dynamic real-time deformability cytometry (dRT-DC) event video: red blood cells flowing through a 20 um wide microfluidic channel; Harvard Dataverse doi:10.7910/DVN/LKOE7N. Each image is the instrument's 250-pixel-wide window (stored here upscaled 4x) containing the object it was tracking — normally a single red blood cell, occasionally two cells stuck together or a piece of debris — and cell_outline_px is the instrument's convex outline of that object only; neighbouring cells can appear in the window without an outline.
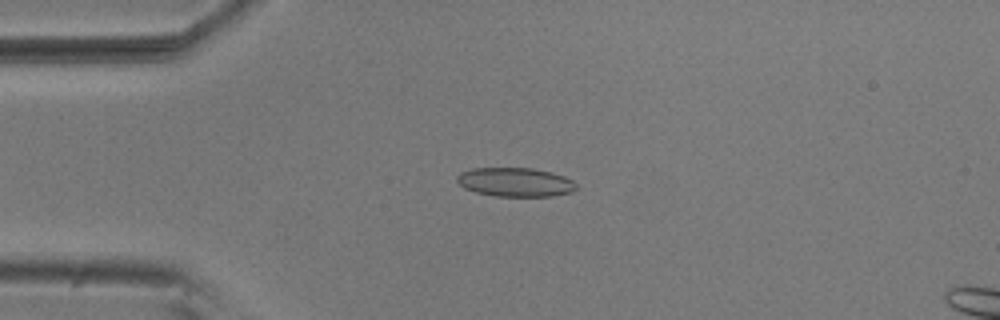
{"species": "common noctule bat (a hibernating species)", "species_latin": "Nyctalus noctula", "temperature_condition": "room temperature", "stored_images_in_passage": 16, "camera_frame_rate_fps": 3000, "um_per_image_px": 0.085, "animal": {"sex": "male", "body_mass_g": 20.5, "forearm_length_mm": 52.5}, "frame": {"image": 1, "passage_image": 12, "time_ms": 3.667, "image_size_px": [1000, 320], "cell_outline_px": [[576, 188], [572, 192], [552, 196], [496, 196], [476, 192], [464, 188], [456, 180], [456, 176], [460, 172], [472, 168], [532, 168], [552, 172], [564, 176], [572, 180], [576, 184]], "centroid_in_image_um": [43.79, 15.47], "position_along_channel_um": 41.2, "area_um2": 20.17}}